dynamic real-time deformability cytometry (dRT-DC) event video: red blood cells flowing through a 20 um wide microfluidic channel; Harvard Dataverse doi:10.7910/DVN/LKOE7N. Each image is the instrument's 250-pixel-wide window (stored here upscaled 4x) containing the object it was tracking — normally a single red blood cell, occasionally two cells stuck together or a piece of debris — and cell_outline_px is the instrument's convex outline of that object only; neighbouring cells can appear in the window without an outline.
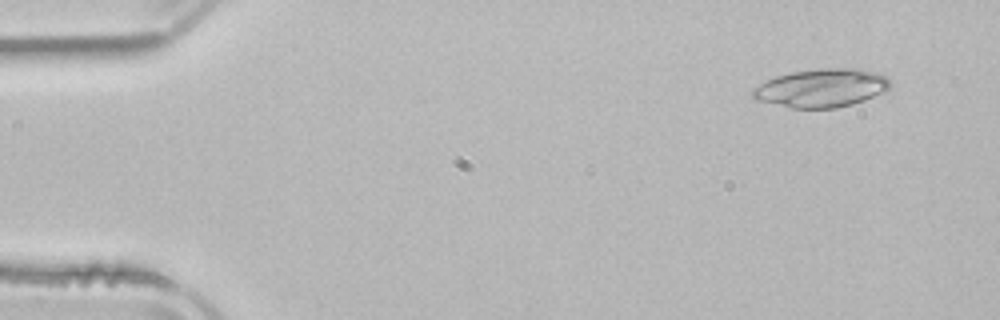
{"species": "common noctule bat (a hibernating species)", "species_latin": "Nyctalus noctula", "temperature_condition": "room temperature", "stored_images_in_passage": 4, "camera_frame_rate_fps": 3000, "um_per_image_px": 0.085, "animal": {"sex": "male", "body_mass_g": 21.5, "forearm_length_mm": 52.0}, "frame": {"image": 1, "passage_image": 1, "time_ms": 0.0, "image_size_px": [1000, 320], "cell_outline_px": [[888, 88], [884, 92], [864, 100], [852, 104], [836, 108], [792, 108], [756, 100], [752, 96], [752, 88], [776, 76], [792, 72], [820, 68], [856, 68], [876, 72], [888, 76]], "centroid_in_image_um": [69.82, 7.48], "position_along_channel_um": 15.2, "area_um2": 30.63}}
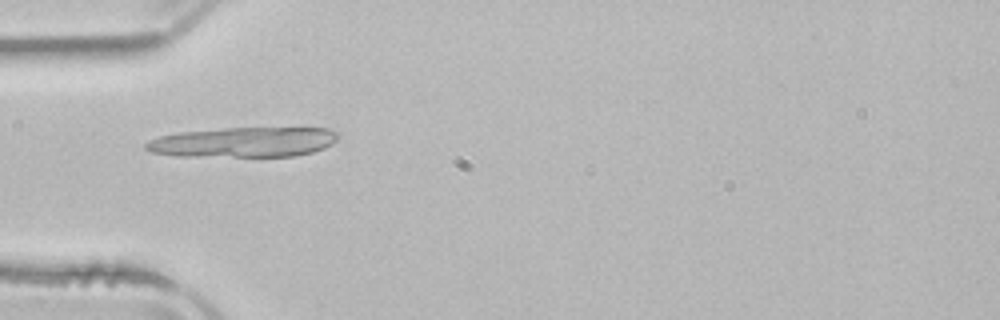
{"frame": {"image": 2, "passage_image": 4, "time_ms": 4.0, "image_size_px": [1000, 320], "cell_outline_px": [[340, 136], [332, 144], [324, 148], [312, 152], [296, 156], [176, 156], [152, 152], [144, 148], [144, 144], [148, 140], [160, 136], [180, 132], [224, 128], [300, 124], [332, 128], [340, 132]], "centroid_in_image_um": [20.89, 12.02], "position_along_channel_um": 64.1, "area_um2": 35.37}}